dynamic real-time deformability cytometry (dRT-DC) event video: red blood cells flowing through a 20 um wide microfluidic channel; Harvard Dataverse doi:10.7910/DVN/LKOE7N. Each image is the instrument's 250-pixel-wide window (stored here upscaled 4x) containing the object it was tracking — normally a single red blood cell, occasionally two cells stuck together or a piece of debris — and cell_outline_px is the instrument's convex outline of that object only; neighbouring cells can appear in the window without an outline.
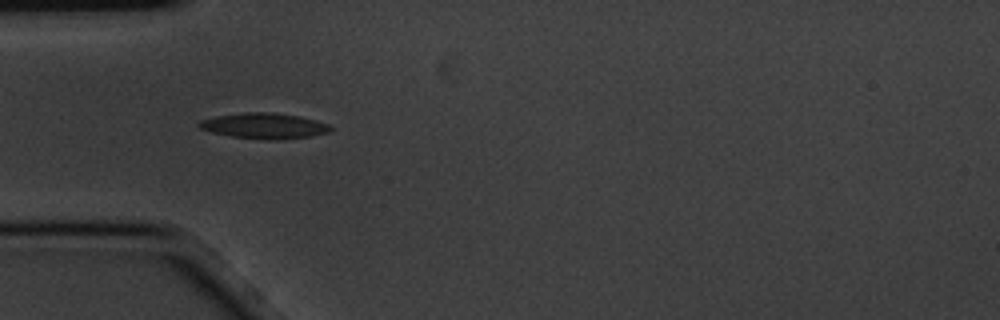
{"species": "common noctule bat (a hibernating species)", "species_latin": "Nyctalus noctula", "temperature_condition": "cold", "stored_images_in_passage": 6, "camera_frame_rate_fps": 3000, "um_per_image_px": 0.085, "animal": {"sex": "male", "body_mass_g": 20.1, "forearm_length_mm": 53.5}, "frame": {"image": 1, "passage_image": 5, "time_ms": 1.333, "image_size_px": [1000, 320], "cell_outline_px": [[332, 132], [312, 136], [276, 140], [232, 136], [212, 132], [200, 128], [196, 124], [200, 120], [216, 116], [244, 112], [272, 112], [300, 116], [316, 120], [328, 124], [332, 128]], "centroid_in_image_um": [22.49, 10.69], "position_along_channel_um": 62.5, "area_um2": 19.59}}
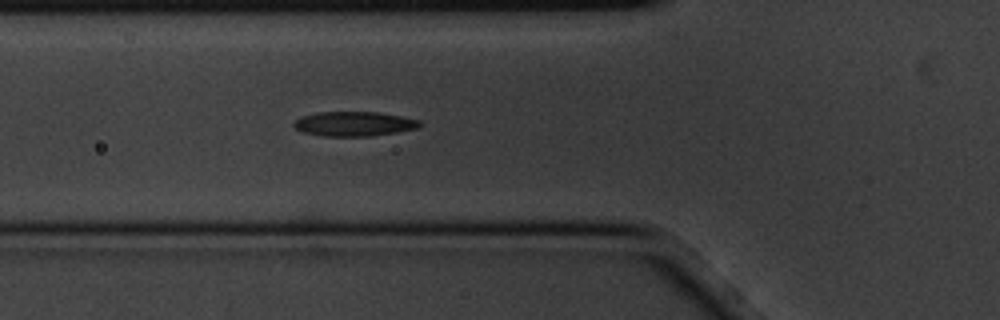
{"frame": {"image": 2, "passage_image": 6, "time_ms": 1.667, "image_size_px": [1000, 320], "cell_outline_px": [[420, 124], [416, 128], [396, 132], [368, 136], [324, 136], [304, 132], [296, 128], [292, 124], [296, 120], [304, 116], [320, 112], [376, 112], [400, 116], [420, 120]], "centroid_in_image_um": [30.09, 10.52], "position_along_channel_um": 95.7, "area_um2": 17.63}}